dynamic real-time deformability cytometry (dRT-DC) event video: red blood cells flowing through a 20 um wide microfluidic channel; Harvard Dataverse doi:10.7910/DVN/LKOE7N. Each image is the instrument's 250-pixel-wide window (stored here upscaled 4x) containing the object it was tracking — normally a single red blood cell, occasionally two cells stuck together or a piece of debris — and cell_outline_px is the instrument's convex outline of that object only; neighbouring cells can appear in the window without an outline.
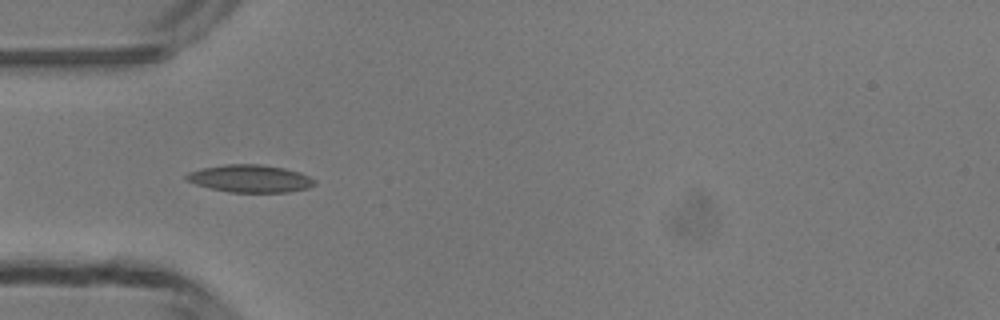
{"species": "common noctule bat (a hibernating species)", "species_latin": "Nyctalus noctula", "temperature_condition": "room temperature", "stored_images_in_passage": 13, "camera_frame_rate_fps": 3000, "um_per_image_px": 0.085, "animal": {"sex": "male", "body_mass_g": 13.3}, "frame": {"image": 1, "passage_image": 2, "time_ms": 0.333, "image_size_px": [1000, 320], "cell_outline_px": [[316, 184], [308, 188], [288, 192], [228, 192], [196, 184], [188, 180], [184, 176], [188, 172], [204, 168], [228, 164], [260, 164], [284, 168], [300, 172], [316, 180]], "centroid_in_image_um": [21.3, 15.18], "position_along_channel_um": 63.7, "area_um2": 20.4}}
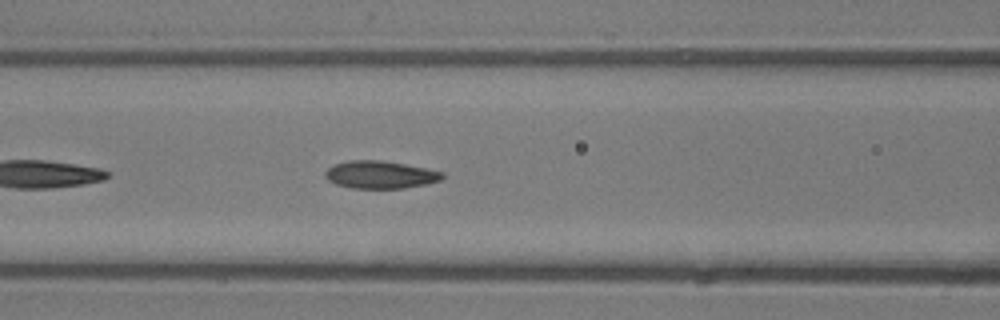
{"frame": {"image": 2, "passage_image": 7, "time_ms": 2.0, "image_size_px": [1000, 320], "cell_outline_px": [[444, 176], [440, 180], [428, 184], [404, 188], [352, 188], [336, 184], [328, 180], [324, 176], [324, 172], [328, 168], [336, 164], [352, 160], [380, 160], [404, 164], [444, 172]], "centroid_in_image_um": [32.32, 14.85], "position_along_channel_um": 134.3, "area_um2": 18.73}}
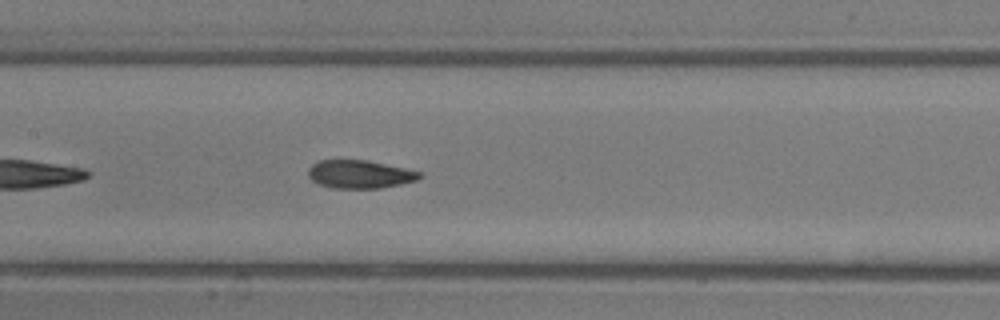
{"frame": {"image": 3, "passage_image": 10, "time_ms": 3.0, "image_size_px": [1000, 320], "cell_outline_px": [[424, 176], [416, 180], [400, 184], [380, 188], [332, 188], [320, 184], [312, 180], [308, 176], [308, 168], [312, 164], [320, 160], [368, 160], [424, 172]], "centroid_in_image_um": [30.61, 14.8], "position_along_channel_um": 176.8, "area_um2": 18.38}}